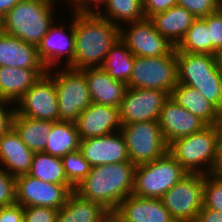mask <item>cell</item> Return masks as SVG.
Returning a JSON list of instances; mask_svg holds the SVG:
<instances>
[{
	"mask_svg": "<svg viewBox=\"0 0 222 222\" xmlns=\"http://www.w3.org/2000/svg\"><path fill=\"white\" fill-rule=\"evenodd\" d=\"M135 165L131 161L91 167L87 177L75 188L82 198L99 203L109 212L134 189Z\"/></svg>",
	"mask_w": 222,
	"mask_h": 222,
	"instance_id": "obj_1",
	"label": "cell"
},
{
	"mask_svg": "<svg viewBox=\"0 0 222 222\" xmlns=\"http://www.w3.org/2000/svg\"><path fill=\"white\" fill-rule=\"evenodd\" d=\"M75 32L73 69L100 67L112 45L120 38V27L98 14H72Z\"/></svg>",
	"mask_w": 222,
	"mask_h": 222,
	"instance_id": "obj_2",
	"label": "cell"
},
{
	"mask_svg": "<svg viewBox=\"0 0 222 222\" xmlns=\"http://www.w3.org/2000/svg\"><path fill=\"white\" fill-rule=\"evenodd\" d=\"M168 151L189 174L217 173L219 168L217 125H208L197 133L175 139L169 144Z\"/></svg>",
	"mask_w": 222,
	"mask_h": 222,
	"instance_id": "obj_3",
	"label": "cell"
},
{
	"mask_svg": "<svg viewBox=\"0 0 222 222\" xmlns=\"http://www.w3.org/2000/svg\"><path fill=\"white\" fill-rule=\"evenodd\" d=\"M55 3L53 0H21L0 19V30L37 47L55 23Z\"/></svg>",
	"mask_w": 222,
	"mask_h": 222,
	"instance_id": "obj_4",
	"label": "cell"
},
{
	"mask_svg": "<svg viewBox=\"0 0 222 222\" xmlns=\"http://www.w3.org/2000/svg\"><path fill=\"white\" fill-rule=\"evenodd\" d=\"M178 83L200 91L222 113V76L216 57L176 51Z\"/></svg>",
	"mask_w": 222,
	"mask_h": 222,
	"instance_id": "obj_5",
	"label": "cell"
},
{
	"mask_svg": "<svg viewBox=\"0 0 222 222\" xmlns=\"http://www.w3.org/2000/svg\"><path fill=\"white\" fill-rule=\"evenodd\" d=\"M189 174L169 151L154 161L137 165L133 195L160 199L171 187Z\"/></svg>",
	"mask_w": 222,
	"mask_h": 222,
	"instance_id": "obj_6",
	"label": "cell"
},
{
	"mask_svg": "<svg viewBox=\"0 0 222 222\" xmlns=\"http://www.w3.org/2000/svg\"><path fill=\"white\" fill-rule=\"evenodd\" d=\"M178 84V61L175 48L157 57L135 56L129 88L158 89L169 96Z\"/></svg>",
	"mask_w": 222,
	"mask_h": 222,
	"instance_id": "obj_7",
	"label": "cell"
},
{
	"mask_svg": "<svg viewBox=\"0 0 222 222\" xmlns=\"http://www.w3.org/2000/svg\"><path fill=\"white\" fill-rule=\"evenodd\" d=\"M48 70L54 79L58 98L59 121L76 122L80 113L91 104L87 80L80 70L64 67ZM54 76H53V75Z\"/></svg>",
	"mask_w": 222,
	"mask_h": 222,
	"instance_id": "obj_8",
	"label": "cell"
},
{
	"mask_svg": "<svg viewBox=\"0 0 222 222\" xmlns=\"http://www.w3.org/2000/svg\"><path fill=\"white\" fill-rule=\"evenodd\" d=\"M130 161L135 165L145 164L168 152L158 121L135 122L121 127Z\"/></svg>",
	"mask_w": 222,
	"mask_h": 222,
	"instance_id": "obj_9",
	"label": "cell"
},
{
	"mask_svg": "<svg viewBox=\"0 0 222 222\" xmlns=\"http://www.w3.org/2000/svg\"><path fill=\"white\" fill-rule=\"evenodd\" d=\"M203 174H187L160 199L176 222H195L203 207Z\"/></svg>",
	"mask_w": 222,
	"mask_h": 222,
	"instance_id": "obj_10",
	"label": "cell"
},
{
	"mask_svg": "<svg viewBox=\"0 0 222 222\" xmlns=\"http://www.w3.org/2000/svg\"><path fill=\"white\" fill-rule=\"evenodd\" d=\"M16 203L25 207L62 208L69 194L75 191L71 184L47 183L29 174L15 178Z\"/></svg>",
	"mask_w": 222,
	"mask_h": 222,
	"instance_id": "obj_11",
	"label": "cell"
},
{
	"mask_svg": "<svg viewBox=\"0 0 222 222\" xmlns=\"http://www.w3.org/2000/svg\"><path fill=\"white\" fill-rule=\"evenodd\" d=\"M16 113L37 120L59 121L58 98L54 79L41 76L16 102Z\"/></svg>",
	"mask_w": 222,
	"mask_h": 222,
	"instance_id": "obj_12",
	"label": "cell"
},
{
	"mask_svg": "<svg viewBox=\"0 0 222 222\" xmlns=\"http://www.w3.org/2000/svg\"><path fill=\"white\" fill-rule=\"evenodd\" d=\"M120 27V39L134 56L157 57L169 54L175 47L155 29L149 18ZM126 32V33H125Z\"/></svg>",
	"mask_w": 222,
	"mask_h": 222,
	"instance_id": "obj_13",
	"label": "cell"
},
{
	"mask_svg": "<svg viewBox=\"0 0 222 222\" xmlns=\"http://www.w3.org/2000/svg\"><path fill=\"white\" fill-rule=\"evenodd\" d=\"M169 97L158 89L128 87L119 108L121 124L158 121L164 102Z\"/></svg>",
	"mask_w": 222,
	"mask_h": 222,
	"instance_id": "obj_14",
	"label": "cell"
},
{
	"mask_svg": "<svg viewBox=\"0 0 222 222\" xmlns=\"http://www.w3.org/2000/svg\"><path fill=\"white\" fill-rule=\"evenodd\" d=\"M70 31L67 32L65 25L52 24L47 34L42 38L37 46L40 61L47 70L56 67L62 58H67L65 67L73 69V59L75 54V32L74 22L69 24ZM68 33V34H67Z\"/></svg>",
	"mask_w": 222,
	"mask_h": 222,
	"instance_id": "obj_15",
	"label": "cell"
},
{
	"mask_svg": "<svg viewBox=\"0 0 222 222\" xmlns=\"http://www.w3.org/2000/svg\"><path fill=\"white\" fill-rule=\"evenodd\" d=\"M158 123L168 145L175 139L197 133L208 126L199 117L180 106L171 96L164 102Z\"/></svg>",
	"mask_w": 222,
	"mask_h": 222,
	"instance_id": "obj_16",
	"label": "cell"
},
{
	"mask_svg": "<svg viewBox=\"0 0 222 222\" xmlns=\"http://www.w3.org/2000/svg\"><path fill=\"white\" fill-rule=\"evenodd\" d=\"M80 152L91 167L130 161L121 131L80 140Z\"/></svg>",
	"mask_w": 222,
	"mask_h": 222,
	"instance_id": "obj_17",
	"label": "cell"
},
{
	"mask_svg": "<svg viewBox=\"0 0 222 222\" xmlns=\"http://www.w3.org/2000/svg\"><path fill=\"white\" fill-rule=\"evenodd\" d=\"M80 139L100 137L121 130L120 109L91 102L77 121Z\"/></svg>",
	"mask_w": 222,
	"mask_h": 222,
	"instance_id": "obj_18",
	"label": "cell"
},
{
	"mask_svg": "<svg viewBox=\"0 0 222 222\" xmlns=\"http://www.w3.org/2000/svg\"><path fill=\"white\" fill-rule=\"evenodd\" d=\"M80 71L85 75L93 103L120 108L128 88L126 83L113 79L101 67H87Z\"/></svg>",
	"mask_w": 222,
	"mask_h": 222,
	"instance_id": "obj_19",
	"label": "cell"
},
{
	"mask_svg": "<svg viewBox=\"0 0 222 222\" xmlns=\"http://www.w3.org/2000/svg\"><path fill=\"white\" fill-rule=\"evenodd\" d=\"M115 213L125 222H176L161 199L127 196Z\"/></svg>",
	"mask_w": 222,
	"mask_h": 222,
	"instance_id": "obj_20",
	"label": "cell"
},
{
	"mask_svg": "<svg viewBox=\"0 0 222 222\" xmlns=\"http://www.w3.org/2000/svg\"><path fill=\"white\" fill-rule=\"evenodd\" d=\"M0 66L46 69L37 47L0 30Z\"/></svg>",
	"mask_w": 222,
	"mask_h": 222,
	"instance_id": "obj_21",
	"label": "cell"
},
{
	"mask_svg": "<svg viewBox=\"0 0 222 222\" xmlns=\"http://www.w3.org/2000/svg\"><path fill=\"white\" fill-rule=\"evenodd\" d=\"M33 156L13 128L0 137V164L13 177L29 173Z\"/></svg>",
	"mask_w": 222,
	"mask_h": 222,
	"instance_id": "obj_22",
	"label": "cell"
},
{
	"mask_svg": "<svg viewBox=\"0 0 222 222\" xmlns=\"http://www.w3.org/2000/svg\"><path fill=\"white\" fill-rule=\"evenodd\" d=\"M149 19L157 32L176 47L197 18L186 8L176 5Z\"/></svg>",
	"mask_w": 222,
	"mask_h": 222,
	"instance_id": "obj_23",
	"label": "cell"
},
{
	"mask_svg": "<svg viewBox=\"0 0 222 222\" xmlns=\"http://www.w3.org/2000/svg\"><path fill=\"white\" fill-rule=\"evenodd\" d=\"M47 71V69L0 66V98L16 104L23 94Z\"/></svg>",
	"mask_w": 222,
	"mask_h": 222,
	"instance_id": "obj_24",
	"label": "cell"
},
{
	"mask_svg": "<svg viewBox=\"0 0 222 222\" xmlns=\"http://www.w3.org/2000/svg\"><path fill=\"white\" fill-rule=\"evenodd\" d=\"M170 96L207 125H217L221 119L222 113L195 88L178 83Z\"/></svg>",
	"mask_w": 222,
	"mask_h": 222,
	"instance_id": "obj_25",
	"label": "cell"
},
{
	"mask_svg": "<svg viewBox=\"0 0 222 222\" xmlns=\"http://www.w3.org/2000/svg\"><path fill=\"white\" fill-rule=\"evenodd\" d=\"M109 211L99 203L82 198L72 191L58 210L56 222H105Z\"/></svg>",
	"mask_w": 222,
	"mask_h": 222,
	"instance_id": "obj_26",
	"label": "cell"
},
{
	"mask_svg": "<svg viewBox=\"0 0 222 222\" xmlns=\"http://www.w3.org/2000/svg\"><path fill=\"white\" fill-rule=\"evenodd\" d=\"M80 140L75 122L61 120L52 122L44 153L62 158L68 153L78 150Z\"/></svg>",
	"mask_w": 222,
	"mask_h": 222,
	"instance_id": "obj_27",
	"label": "cell"
},
{
	"mask_svg": "<svg viewBox=\"0 0 222 222\" xmlns=\"http://www.w3.org/2000/svg\"><path fill=\"white\" fill-rule=\"evenodd\" d=\"M51 127L52 121L32 119L17 113L13 120V129L34 153L44 152Z\"/></svg>",
	"mask_w": 222,
	"mask_h": 222,
	"instance_id": "obj_28",
	"label": "cell"
},
{
	"mask_svg": "<svg viewBox=\"0 0 222 222\" xmlns=\"http://www.w3.org/2000/svg\"><path fill=\"white\" fill-rule=\"evenodd\" d=\"M135 56L125 43L118 38L100 66L113 79L129 83L134 66Z\"/></svg>",
	"mask_w": 222,
	"mask_h": 222,
	"instance_id": "obj_29",
	"label": "cell"
},
{
	"mask_svg": "<svg viewBox=\"0 0 222 222\" xmlns=\"http://www.w3.org/2000/svg\"><path fill=\"white\" fill-rule=\"evenodd\" d=\"M104 7L98 15L118 27L122 26L121 21L129 24L146 18L142 0H106Z\"/></svg>",
	"mask_w": 222,
	"mask_h": 222,
	"instance_id": "obj_30",
	"label": "cell"
},
{
	"mask_svg": "<svg viewBox=\"0 0 222 222\" xmlns=\"http://www.w3.org/2000/svg\"><path fill=\"white\" fill-rule=\"evenodd\" d=\"M28 174L47 183L70 184L66 178L62 159L44 152L34 153Z\"/></svg>",
	"mask_w": 222,
	"mask_h": 222,
	"instance_id": "obj_31",
	"label": "cell"
},
{
	"mask_svg": "<svg viewBox=\"0 0 222 222\" xmlns=\"http://www.w3.org/2000/svg\"><path fill=\"white\" fill-rule=\"evenodd\" d=\"M176 51L212 55V41L207 23L197 18L187 30L183 39L175 47Z\"/></svg>",
	"mask_w": 222,
	"mask_h": 222,
	"instance_id": "obj_32",
	"label": "cell"
},
{
	"mask_svg": "<svg viewBox=\"0 0 222 222\" xmlns=\"http://www.w3.org/2000/svg\"><path fill=\"white\" fill-rule=\"evenodd\" d=\"M68 182L76 188L90 173L91 166L80 150L68 153L61 158Z\"/></svg>",
	"mask_w": 222,
	"mask_h": 222,
	"instance_id": "obj_33",
	"label": "cell"
},
{
	"mask_svg": "<svg viewBox=\"0 0 222 222\" xmlns=\"http://www.w3.org/2000/svg\"><path fill=\"white\" fill-rule=\"evenodd\" d=\"M203 207L222 213V174L204 175Z\"/></svg>",
	"mask_w": 222,
	"mask_h": 222,
	"instance_id": "obj_34",
	"label": "cell"
},
{
	"mask_svg": "<svg viewBox=\"0 0 222 222\" xmlns=\"http://www.w3.org/2000/svg\"><path fill=\"white\" fill-rule=\"evenodd\" d=\"M208 26L212 41V55L222 51V10H217L202 18Z\"/></svg>",
	"mask_w": 222,
	"mask_h": 222,
	"instance_id": "obj_35",
	"label": "cell"
},
{
	"mask_svg": "<svg viewBox=\"0 0 222 222\" xmlns=\"http://www.w3.org/2000/svg\"><path fill=\"white\" fill-rule=\"evenodd\" d=\"M177 5L186 8L196 18H204L220 9L219 0H178Z\"/></svg>",
	"mask_w": 222,
	"mask_h": 222,
	"instance_id": "obj_36",
	"label": "cell"
},
{
	"mask_svg": "<svg viewBox=\"0 0 222 222\" xmlns=\"http://www.w3.org/2000/svg\"><path fill=\"white\" fill-rule=\"evenodd\" d=\"M16 203L15 177L0 166V207Z\"/></svg>",
	"mask_w": 222,
	"mask_h": 222,
	"instance_id": "obj_37",
	"label": "cell"
},
{
	"mask_svg": "<svg viewBox=\"0 0 222 222\" xmlns=\"http://www.w3.org/2000/svg\"><path fill=\"white\" fill-rule=\"evenodd\" d=\"M57 214L58 210L51 207H25L23 222H56Z\"/></svg>",
	"mask_w": 222,
	"mask_h": 222,
	"instance_id": "obj_38",
	"label": "cell"
},
{
	"mask_svg": "<svg viewBox=\"0 0 222 222\" xmlns=\"http://www.w3.org/2000/svg\"><path fill=\"white\" fill-rule=\"evenodd\" d=\"M14 105L16 104L0 98V137L13 128V120L16 113V107ZM7 106L10 109H8Z\"/></svg>",
	"mask_w": 222,
	"mask_h": 222,
	"instance_id": "obj_39",
	"label": "cell"
},
{
	"mask_svg": "<svg viewBox=\"0 0 222 222\" xmlns=\"http://www.w3.org/2000/svg\"><path fill=\"white\" fill-rule=\"evenodd\" d=\"M106 0H72L71 9L73 14H98L100 5L104 8Z\"/></svg>",
	"mask_w": 222,
	"mask_h": 222,
	"instance_id": "obj_40",
	"label": "cell"
},
{
	"mask_svg": "<svg viewBox=\"0 0 222 222\" xmlns=\"http://www.w3.org/2000/svg\"><path fill=\"white\" fill-rule=\"evenodd\" d=\"M143 10L146 18L164 12L170 7L176 6L178 0H142Z\"/></svg>",
	"mask_w": 222,
	"mask_h": 222,
	"instance_id": "obj_41",
	"label": "cell"
},
{
	"mask_svg": "<svg viewBox=\"0 0 222 222\" xmlns=\"http://www.w3.org/2000/svg\"><path fill=\"white\" fill-rule=\"evenodd\" d=\"M24 207L18 203L0 207V222H23Z\"/></svg>",
	"mask_w": 222,
	"mask_h": 222,
	"instance_id": "obj_42",
	"label": "cell"
},
{
	"mask_svg": "<svg viewBox=\"0 0 222 222\" xmlns=\"http://www.w3.org/2000/svg\"><path fill=\"white\" fill-rule=\"evenodd\" d=\"M195 222H222V213L202 207Z\"/></svg>",
	"mask_w": 222,
	"mask_h": 222,
	"instance_id": "obj_43",
	"label": "cell"
},
{
	"mask_svg": "<svg viewBox=\"0 0 222 222\" xmlns=\"http://www.w3.org/2000/svg\"><path fill=\"white\" fill-rule=\"evenodd\" d=\"M20 1L21 0H0V19Z\"/></svg>",
	"mask_w": 222,
	"mask_h": 222,
	"instance_id": "obj_44",
	"label": "cell"
},
{
	"mask_svg": "<svg viewBox=\"0 0 222 222\" xmlns=\"http://www.w3.org/2000/svg\"><path fill=\"white\" fill-rule=\"evenodd\" d=\"M219 130V168L218 172L222 174V116L220 121L217 123Z\"/></svg>",
	"mask_w": 222,
	"mask_h": 222,
	"instance_id": "obj_45",
	"label": "cell"
},
{
	"mask_svg": "<svg viewBox=\"0 0 222 222\" xmlns=\"http://www.w3.org/2000/svg\"><path fill=\"white\" fill-rule=\"evenodd\" d=\"M105 222H125L122 218H120L115 212H109Z\"/></svg>",
	"mask_w": 222,
	"mask_h": 222,
	"instance_id": "obj_46",
	"label": "cell"
},
{
	"mask_svg": "<svg viewBox=\"0 0 222 222\" xmlns=\"http://www.w3.org/2000/svg\"><path fill=\"white\" fill-rule=\"evenodd\" d=\"M215 57H216V61H217L220 75L222 76V51L217 52Z\"/></svg>",
	"mask_w": 222,
	"mask_h": 222,
	"instance_id": "obj_47",
	"label": "cell"
},
{
	"mask_svg": "<svg viewBox=\"0 0 222 222\" xmlns=\"http://www.w3.org/2000/svg\"><path fill=\"white\" fill-rule=\"evenodd\" d=\"M53 1H56V2H58V0H53ZM59 1H65V0H59ZM67 2H69V3H71L72 2V0H66Z\"/></svg>",
	"mask_w": 222,
	"mask_h": 222,
	"instance_id": "obj_48",
	"label": "cell"
},
{
	"mask_svg": "<svg viewBox=\"0 0 222 222\" xmlns=\"http://www.w3.org/2000/svg\"><path fill=\"white\" fill-rule=\"evenodd\" d=\"M220 2V10H222V0H219Z\"/></svg>",
	"mask_w": 222,
	"mask_h": 222,
	"instance_id": "obj_49",
	"label": "cell"
}]
</instances>
